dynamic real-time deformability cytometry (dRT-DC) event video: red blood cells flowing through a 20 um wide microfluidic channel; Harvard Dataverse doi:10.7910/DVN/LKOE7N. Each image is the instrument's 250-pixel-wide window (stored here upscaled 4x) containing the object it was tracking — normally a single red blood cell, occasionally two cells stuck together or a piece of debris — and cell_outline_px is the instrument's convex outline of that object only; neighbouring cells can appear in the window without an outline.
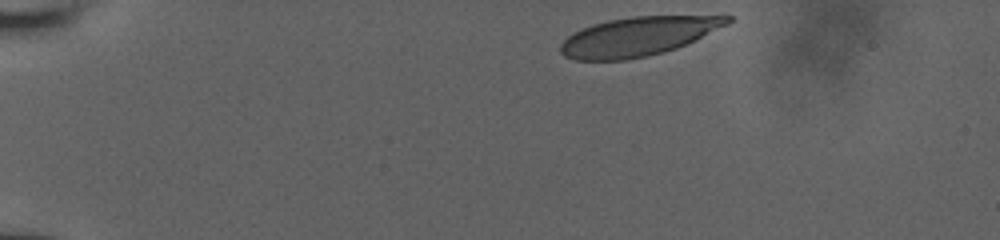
{"species": "human", "species_latin": "Homo sapiens", "temperature_condition": "room temperature", "stored_images_in_passage": 13, "camera_frame_rate_fps": 3000, "um_per_image_px": 0.085, "donor": {"sex": "male"}, "frame": {"image": 1, "passage_image": 1, "time_ms": 0.0, "image_size_px": [1000, 240], "cell_outline_px": [[732, 20], [728, 24], [676, 48], [648, 56], [624, 60], [576, 60], [564, 56], [560, 52], [560, 44], [568, 36], [592, 24], [608, 20], [632, 16], [732, 16]], "centroid_in_image_um": [54.2, 3.1], "position_along_channel_um": 30.8, "area_um2": 37.4}}
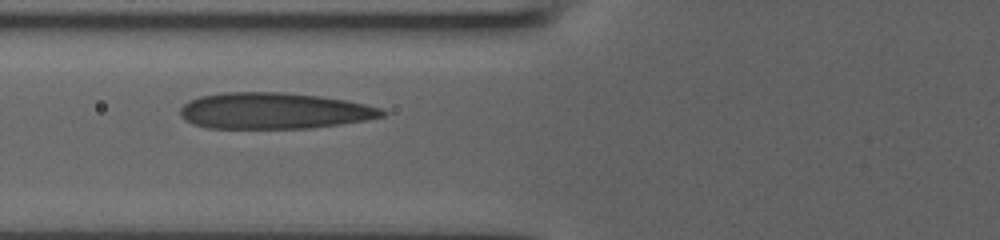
{"frame": {"image": 2, "passage_image": 8, "time_ms": 4.333, "image_size_px": [1000, 240], "cell_outline_px": [[388, 112], [384, 116], [364, 120], [340, 124], [308, 128], [208, 128], [192, 124], [184, 120], [180, 116], [180, 108], [188, 100], [200, 96], [224, 92], [284, 92], [320, 96], [344, 100], [364, 104], [380, 108]], "centroid_in_image_um": [23.24, 9.41], "position_along_channel_um": 102.6, "area_um2": 42.66}}
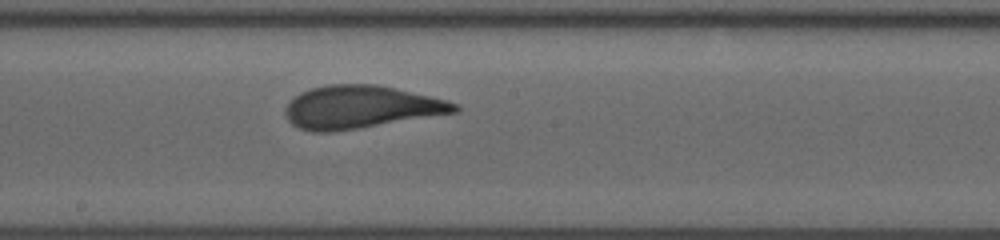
{"frame": {"image": 3, "passage_image": 13, "time_ms": 7.333, "image_size_px": [1000, 240], "cell_outline_px": [[460, 108], [456, 112], [332, 132], [312, 132], [300, 128], [292, 124], [288, 120], [284, 112], [288, 100], [300, 92], [312, 88], [328, 84], [376, 84], [396, 88], [460, 104]], "centroid_in_image_um": [30.59, 9.09], "position_along_channel_um": 217.6, "area_um2": 41.91}}